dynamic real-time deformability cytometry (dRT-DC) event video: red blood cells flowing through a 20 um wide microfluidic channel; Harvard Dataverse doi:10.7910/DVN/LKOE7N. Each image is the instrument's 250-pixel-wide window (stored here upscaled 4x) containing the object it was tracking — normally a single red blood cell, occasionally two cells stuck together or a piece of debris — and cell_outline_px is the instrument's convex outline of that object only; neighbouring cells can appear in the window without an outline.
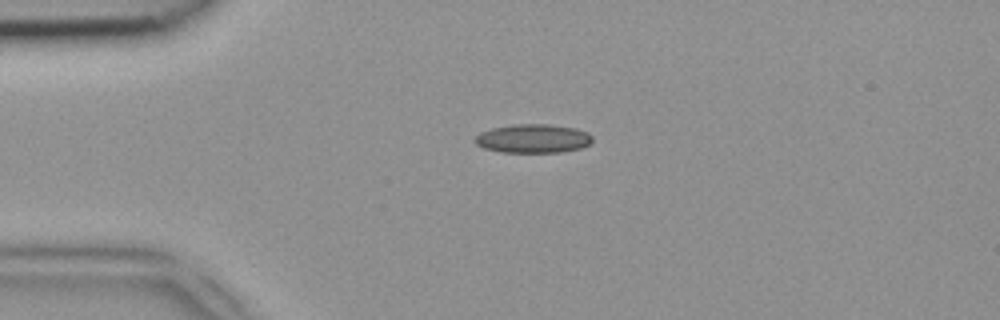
{"species": "common noctule bat (a hibernating species)", "species_latin": "Nyctalus noctula", "temperature_condition": "room temperature", "stored_images_in_passage": 31, "camera_frame_rate_fps": 3000, "um_per_image_px": 0.085, "animal": {"sex": "female", "body_mass_g": 18.4}, "frame": {"image": 1, "passage_image": 1, "time_ms": 0.0, "image_size_px": [1000, 320], "cell_outline_px": [[592, 140], [588, 144], [580, 148], [560, 152], [500, 152], [484, 148], [476, 144], [472, 140], [480, 132], [492, 128], [512, 124], [548, 124], [576, 128], [588, 132], [592, 136]], "centroid_in_image_um": [45.28, 11.77], "position_along_channel_um": 39.7, "area_um2": 19.77}}
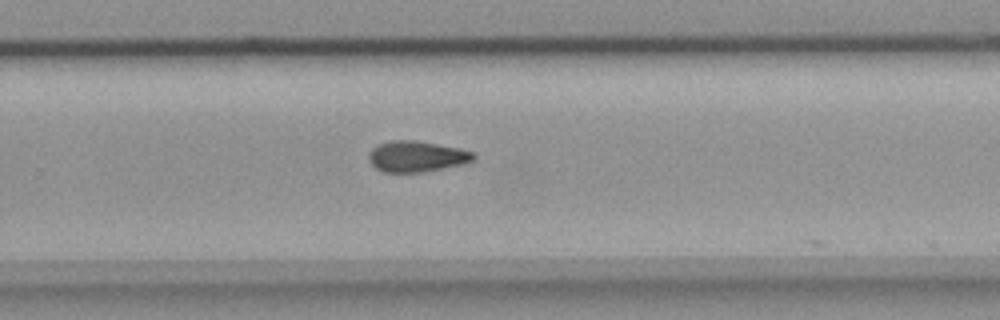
{"frame": {"image": 2, "passage_image": 21, "time_ms": 6.667, "image_size_px": [1000, 320], "cell_outline_px": [[476, 156], [472, 160], [464, 164], [420, 172], [384, 172], [376, 168], [368, 160], [368, 156], [372, 148], [380, 144], [392, 140], [416, 140], [460, 148], [472, 152]], "centroid_in_image_um": [35.4, 13.29], "position_along_channel_um": 294.4, "area_um2": 18.73}}
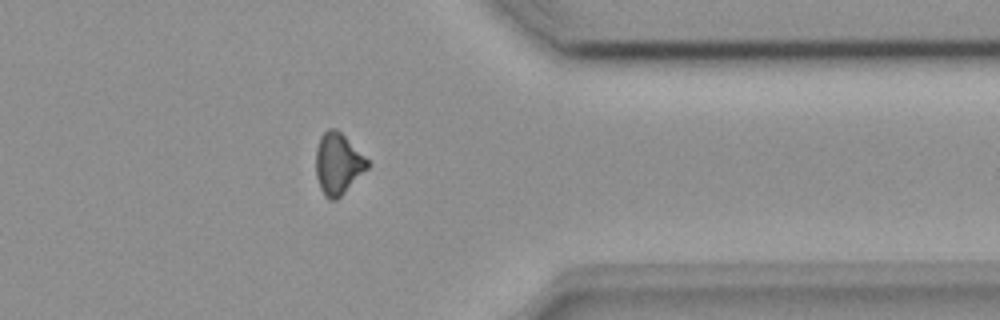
{"frame": {"image": 3, "passage_image": 28, "time_ms": 9.0, "image_size_px": [1000, 320], "cell_outline_px": [[368, 168], [336, 200], [328, 200], [324, 196], [320, 188], [316, 176], [316, 148], [320, 136], [328, 128], [336, 128], [368, 160]], "centroid_in_image_um": [28.69, 13.92], "position_along_channel_um": 382.7, "area_um2": 18.21}}